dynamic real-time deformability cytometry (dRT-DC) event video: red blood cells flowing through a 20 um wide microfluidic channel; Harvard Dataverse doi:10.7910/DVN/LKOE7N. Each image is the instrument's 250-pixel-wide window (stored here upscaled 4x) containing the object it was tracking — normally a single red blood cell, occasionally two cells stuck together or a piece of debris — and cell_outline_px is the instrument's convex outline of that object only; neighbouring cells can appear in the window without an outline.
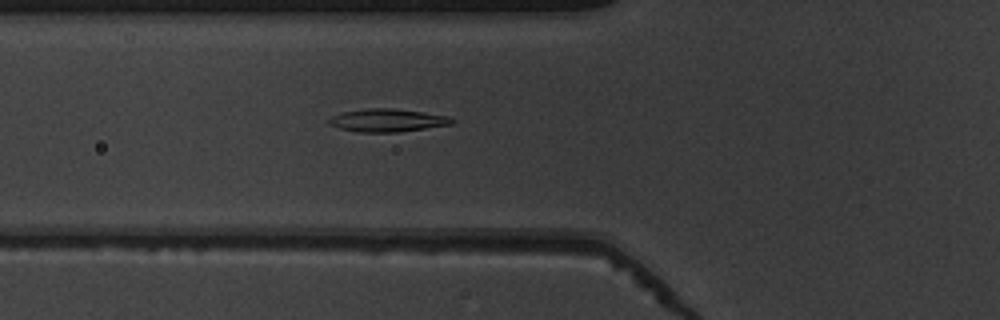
{"species": "common noctule bat (a hibernating species)", "species_latin": "Nyctalus noctula", "temperature_condition": "warm", "stored_images_in_passage": 38, "camera_frame_rate_fps": 3000, "um_per_image_px": 0.085, "animal": {"sex": "male", "body_mass_g": 19.5, "forearm_length_mm": 54.6}, "frame": {"image": 1, "passage_image": 6, "time_ms": 1.667, "image_size_px": [1000, 320], "cell_outline_px": [[456, 120], [452, 124], [396, 132], [360, 132], [340, 128], [328, 124], [328, 120], [332, 116], [340, 112], [368, 108], [392, 108], [448, 116]], "centroid_in_image_um": [32.89, 10.22], "position_along_channel_um": 92.9, "area_um2": 16.24}}
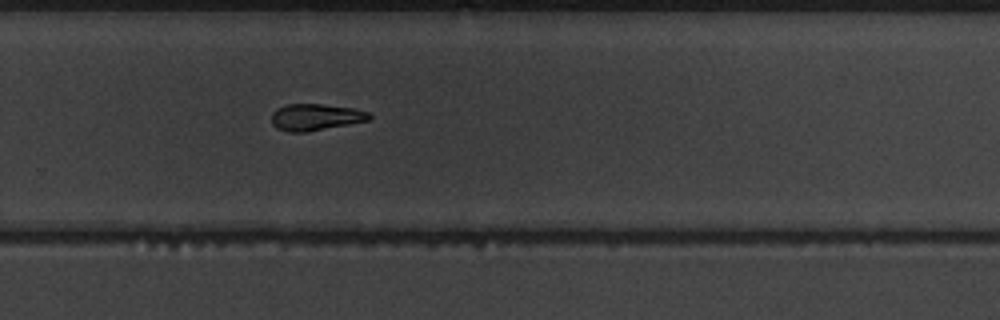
{"frame": {"image": 2, "passage_image": 22, "time_ms": 7.0, "image_size_px": [1000, 320], "cell_outline_px": [[372, 116], [368, 120], [308, 132], [288, 132], [276, 128], [272, 124], [272, 112], [276, 108], [284, 104], [320, 104], [352, 108], [368, 112]], "centroid_in_image_um": [26.76, 9.95], "position_along_channel_um": 303.0, "area_um2": 15.14}}
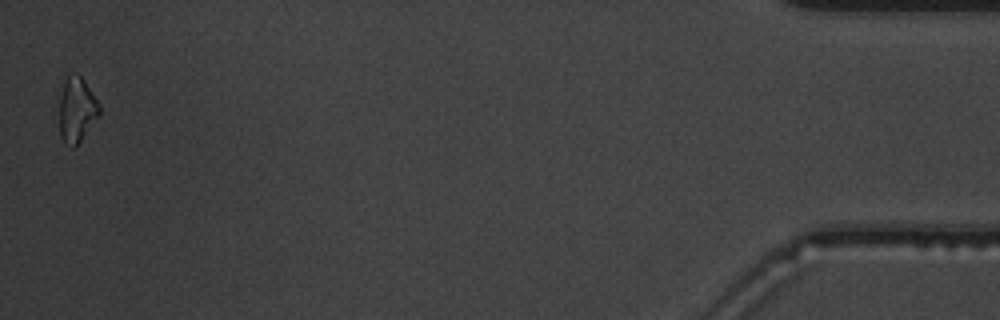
{"frame": {"image": 3, "passage_image": 38, "time_ms": 12.333, "image_size_px": [1000, 320], "cell_outline_px": [[100, 112], [80, 140], [72, 148], [64, 144], [60, 136], [56, 92], [64, 80], [68, 76], [76, 72], [84, 80], [100, 104]], "centroid_in_image_um": [6.42, 9.27], "position_along_channel_um": 428.8, "area_um2": 15.78}, "authors_computed_cell_mechanics": {"area_um2": 15.6349, "velocity_mm_per_s": 3.9412, "shape_relaxation_time_tau1_ms": 4.3451, "shape_relaxation_time_tau2_ms": null, "deformation_change_tau1": 0.1415, "deformation_change_tau2": null}}